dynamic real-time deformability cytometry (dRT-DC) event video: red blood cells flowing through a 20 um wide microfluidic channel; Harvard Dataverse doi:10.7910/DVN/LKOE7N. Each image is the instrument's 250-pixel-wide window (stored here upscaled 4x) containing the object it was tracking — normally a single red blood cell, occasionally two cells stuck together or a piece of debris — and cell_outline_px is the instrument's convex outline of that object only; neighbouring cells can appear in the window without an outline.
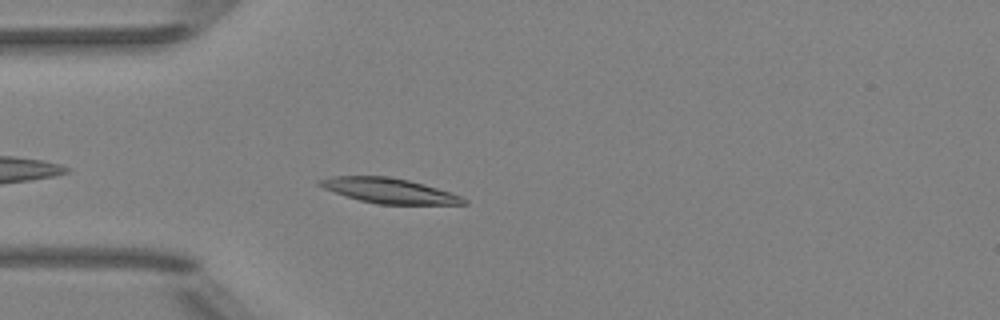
{"species": "Egyptian fruit bat (a non-hibernating species)", "species_latin": "Rousettus aegyptiacus", "temperature_condition": "room temperature", "stored_images_in_passage": 40, "camera_frame_rate_fps": 3000, "um_per_image_px": 0.085, "animal": {"sex": "female"}, "frame": {"image": 1, "passage_image": 3, "time_ms": 0.667, "image_size_px": [1000, 320], "cell_outline_px": [[468, 204], [380, 204], [360, 200], [344, 196], [324, 188], [316, 184], [316, 180], [328, 176], [388, 176], [408, 180], [424, 184], [460, 196], [468, 200]], "centroid_in_image_um": [33.01, 16.2], "position_along_channel_um": 52.0, "area_um2": 20.92}}
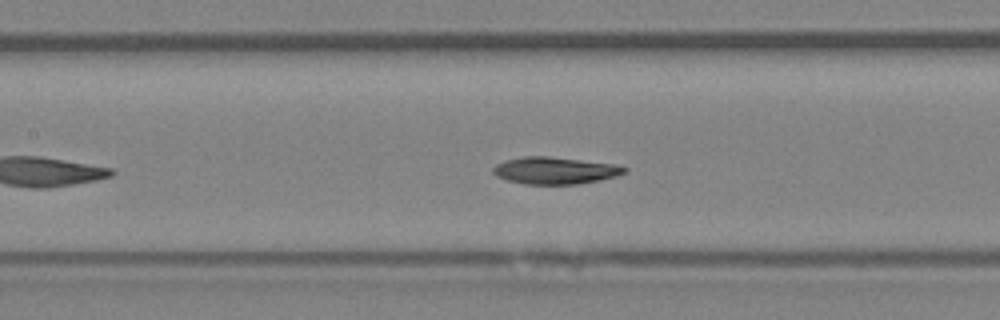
{"frame": {"image": 2, "passage_image": 12, "time_ms": 3.667, "image_size_px": [1000, 320], "cell_outline_px": [[628, 168], [624, 172], [616, 176], [600, 180], [576, 184], [524, 184], [508, 180], [496, 176], [492, 172], [492, 168], [496, 164], [504, 160], [524, 156], [548, 156], [612, 164]], "centroid_in_image_um": [47.11, 14.49], "position_along_channel_um": 160.3, "area_um2": 20.52}}
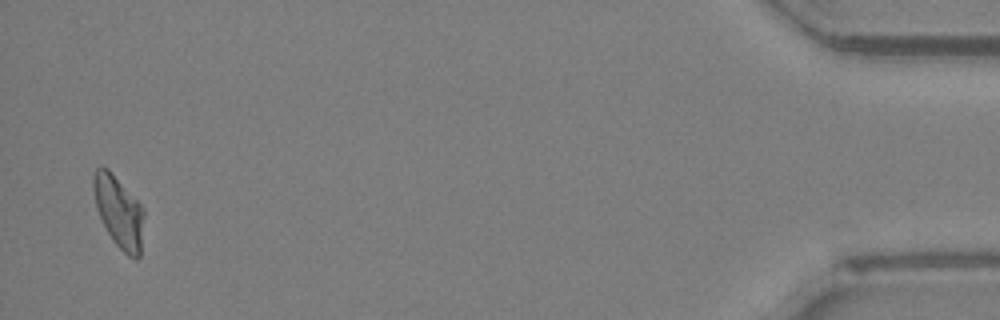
{"frame": {"image": 3, "passage_image": 39, "time_ms": 12.667, "image_size_px": [1000, 320], "cell_outline_px": [[144, 216], [140, 256], [136, 260], [128, 256], [112, 240], [96, 208], [92, 188], [92, 176], [96, 168], [108, 168], [144, 208]], "centroid_in_image_um": [10.1, 18.0], "position_along_channel_um": 425.1, "area_um2": 21.04}, "authors_computed_cell_mechanics": {"area_um2": 20.6635, "velocity_mm_per_s": 3.9234, "shape_relaxation_time_tau1_ms": 3.8556, "shape_relaxation_time_tau2_ms": 4.6665, "deformation_change_tau1": 0.1439, "deformation_change_tau2": 0.1003}}